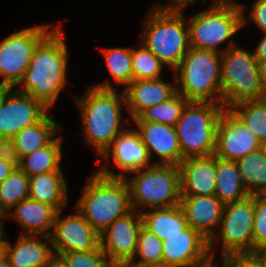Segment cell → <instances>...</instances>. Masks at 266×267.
Wrapping results in <instances>:
<instances>
[{"label":"cell","mask_w":266,"mask_h":267,"mask_svg":"<svg viewBox=\"0 0 266 267\" xmlns=\"http://www.w3.org/2000/svg\"><path fill=\"white\" fill-rule=\"evenodd\" d=\"M109 74L117 84L124 88L133 81L132 48H101Z\"/></svg>","instance_id":"836d02e7"},{"label":"cell","mask_w":266,"mask_h":267,"mask_svg":"<svg viewBox=\"0 0 266 267\" xmlns=\"http://www.w3.org/2000/svg\"><path fill=\"white\" fill-rule=\"evenodd\" d=\"M48 110L31 95L13 89L0 109V137H14L25 127L39 122Z\"/></svg>","instance_id":"e0dca14e"},{"label":"cell","mask_w":266,"mask_h":267,"mask_svg":"<svg viewBox=\"0 0 266 267\" xmlns=\"http://www.w3.org/2000/svg\"><path fill=\"white\" fill-rule=\"evenodd\" d=\"M101 156L106 163L102 167L100 166L101 169L99 168L97 172L108 177L124 178L126 173L129 174L154 164L138 132L128 127L114 139ZM110 157L114 161V167L121 172L116 173L108 167L107 163Z\"/></svg>","instance_id":"5bb4252c"},{"label":"cell","mask_w":266,"mask_h":267,"mask_svg":"<svg viewBox=\"0 0 266 267\" xmlns=\"http://www.w3.org/2000/svg\"><path fill=\"white\" fill-rule=\"evenodd\" d=\"M62 137L59 134L45 147L21 158L19 168L28 176L52 171H62Z\"/></svg>","instance_id":"83f0119b"},{"label":"cell","mask_w":266,"mask_h":267,"mask_svg":"<svg viewBox=\"0 0 266 267\" xmlns=\"http://www.w3.org/2000/svg\"><path fill=\"white\" fill-rule=\"evenodd\" d=\"M244 8L234 0H212L209 8L187 20L190 47L222 54L235 46L232 36L248 21ZM227 40V48L219 50Z\"/></svg>","instance_id":"277c9868"},{"label":"cell","mask_w":266,"mask_h":267,"mask_svg":"<svg viewBox=\"0 0 266 267\" xmlns=\"http://www.w3.org/2000/svg\"><path fill=\"white\" fill-rule=\"evenodd\" d=\"M247 15L261 32H266V0L254 1L251 7V12H248Z\"/></svg>","instance_id":"ab89813d"},{"label":"cell","mask_w":266,"mask_h":267,"mask_svg":"<svg viewBox=\"0 0 266 267\" xmlns=\"http://www.w3.org/2000/svg\"><path fill=\"white\" fill-rule=\"evenodd\" d=\"M16 167L0 159V183H2Z\"/></svg>","instance_id":"7bdbcfd3"},{"label":"cell","mask_w":266,"mask_h":267,"mask_svg":"<svg viewBox=\"0 0 266 267\" xmlns=\"http://www.w3.org/2000/svg\"><path fill=\"white\" fill-rule=\"evenodd\" d=\"M4 217H13L23 229L20 235L51 236L58 210L50 205L27 198L15 205Z\"/></svg>","instance_id":"7402d4cb"},{"label":"cell","mask_w":266,"mask_h":267,"mask_svg":"<svg viewBox=\"0 0 266 267\" xmlns=\"http://www.w3.org/2000/svg\"><path fill=\"white\" fill-rule=\"evenodd\" d=\"M141 141L146 146L150 159L157 154L160 160L155 164H174L182 162L176 128L157 122H134ZM154 152V153H153Z\"/></svg>","instance_id":"ac0fdd59"},{"label":"cell","mask_w":266,"mask_h":267,"mask_svg":"<svg viewBox=\"0 0 266 267\" xmlns=\"http://www.w3.org/2000/svg\"><path fill=\"white\" fill-rule=\"evenodd\" d=\"M69 267H117L99 246L89 252H68L59 255Z\"/></svg>","instance_id":"d590c367"},{"label":"cell","mask_w":266,"mask_h":267,"mask_svg":"<svg viewBox=\"0 0 266 267\" xmlns=\"http://www.w3.org/2000/svg\"><path fill=\"white\" fill-rule=\"evenodd\" d=\"M48 267H69V266L60 256L54 255Z\"/></svg>","instance_id":"c3c4849f"},{"label":"cell","mask_w":266,"mask_h":267,"mask_svg":"<svg viewBox=\"0 0 266 267\" xmlns=\"http://www.w3.org/2000/svg\"><path fill=\"white\" fill-rule=\"evenodd\" d=\"M254 195L243 200L224 205L223 216L218 231L208 241L212 260L215 259L213 247L221 239V257L253 253ZM220 236V237H219Z\"/></svg>","instance_id":"30bf717a"},{"label":"cell","mask_w":266,"mask_h":267,"mask_svg":"<svg viewBox=\"0 0 266 267\" xmlns=\"http://www.w3.org/2000/svg\"><path fill=\"white\" fill-rule=\"evenodd\" d=\"M189 101L176 93L169 100L156 104L146 110H144L133 122H157L176 126L182 112Z\"/></svg>","instance_id":"d6a6232c"},{"label":"cell","mask_w":266,"mask_h":267,"mask_svg":"<svg viewBox=\"0 0 266 267\" xmlns=\"http://www.w3.org/2000/svg\"><path fill=\"white\" fill-rule=\"evenodd\" d=\"M176 86L162 78L133 80L123 88L131 120L136 119L144 110L173 97L177 93Z\"/></svg>","instance_id":"44dd1931"},{"label":"cell","mask_w":266,"mask_h":267,"mask_svg":"<svg viewBox=\"0 0 266 267\" xmlns=\"http://www.w3.org/2000/svg\"><path fill=\"white\" fill-rule=\"evenodd\" d=\"M75 211L62 218V210L57 213L50 236L53 252L57 256L68 252H89L100 246V234L77 209Z\"/></svg>","instance_id":"4fadbf2b"},{"label":"cell","mask_w":266,"mask_h":267,"mask_svg":"<svg viewBox=\"0 0 266 267\" xmlns=\"http://www.w3.org/2000/svg\"><path fill=\"white\" fill-rule=\"evenodd\" d=\"M221 66L222 104L225 108L266 96L253 53L235 45L221 54Z\"/></svg>","instance_id":"9c48e42d"},{"label":"cell","mask_w":266,"mask_h":267,"mask_svg":"<svg viewBox=\"0 0 266 267\" xmlns=\"http://www.w3.org/2000/svg\"><path fill=\"white\" fill-rule=\"evenodd\" d=\"M29 198V177L20 169L15 168L0 183V218L15 205Z\"/></svg>","instance_id":"4dcf8cb0"},{"label":"cell","mask_w":266,"mask_h":267,"mask_svg":"<svg viewBox=\"0 0 266 267\" xmlns=\"http://www.w3.org/2000/svg\"><path fill=\"white\" fill-rule=\"evenodd\" d=\"M54 255L49 236L20 235L15 246H6L11 267H48Z\"/></svg>","instance_id":"603a6c76"},{"label":"cell","mask_w":266,"mask_h":267,"mask_svg":"<svg viewBox=\"0 0 266 267\" xmlns=\"http://www.w3.org/2000/svg\"><path fill=\"white\" fill-rule=\"evenodd\" d=\"M61 25L51 30L36 46L18 91L31 95L47 109L55 104L67 84L68 47Z\"/></svg>","instance_id":"7a4b0ae2"},{"label":"cell","mask_w":266,"mask_h":267,"mask_svg":"<svg viewBox=\"0 0 266 267\" xmlns=\"http://www.w3.org/2000/svg\"><path fill=\"white\" fill-rule=\"evenodd\" d=\"M221 54L190 47L173 71L177 93L189 102L222 104Z\"/></svg>","instance_id":"5b68a950"},{"label":"cell","mask_w":266,"mask_h":267,"mask_svg":"<svg viewBox=\"0 0 266 267\" xmlns=\"http://www.w3.org/2000/svg\"><path fill=\"white\" fill-rule=\"evenodd\" d=\"M163 241L144 226L140 229L134 259L129 267H163ZM139 257V261L136 259ZM136 258V259H135Z\"/></svg>","instance_id":"1f68e13d"},{"label":"cell","mask_w":266,"mask_h":267,"mask_svg":"<svg viewBox=\"0 0 266 267\" xmlns=\"http://www.w3.org/2000/svg\"><path fill=\"white\" fill-rule=\"evenodd\" d=\"M259 148L256 135L229 108H225L217 126L214 155L237 161Z\"/></svg>","instance_id":"9a60e30c"},{"label":"cell","mask_w":266,"mask_h":267,"mask_svg":"<svg viewBox=\"0 0 266 267\" xmlns=\"http://www.w3.org/2000/svg\"><path fill=\"white\" fill-rule=\"evenodd\" d=\"M225 107L212 102H189L176 123L182 161L213 155L218 122Z\"/></svg>","instance_id":"ba28073f"},{"label":"cell","mask_w":266,"mask_h":267,"mask_svg":"<svg viewBox=\"0 0 266 267\" xmlns=\"http://www.w3.org/2000/svg\"><path fill=\"white\" fill-rule=\"evenodd\" d=\"M260 264V267H266V248L254 251L251 254Z\"/></svg>","instance_id":"7dc6e473"},{"label":"cell","mask_w":266,"mask_h":267,"mask_svg":"<svg viewBox=\"0 0 266 267\" xmlns=\"http://www.w3.org/2000/svg\"><path fill=\"white\" fill-rule=\"evenodd\" d=\"M229 109L256 135L260 143L266 140V96L241 101Z\"/></svg>","instance_id":"f546056e"},{"label":"cell","mask_w":266,"mask_h":267,"mask_svg":"<svg viewBox=\"0 0 266 267\" xmlns=\"http://www.w3.org/2000/svg\"><path fill=\"white\" fill-rule=\"evenodd\" d=\"M181 196L215 195L216 156L191 157L179 165Z\"/></svg>","instance_id":"ffe728a7"},{"label":"cell","mask_w":266,"mask_h":267,"mask_svg":"<svg viewBox=\"0 0 266 267\" xmlns=\"http://www.w3.org/2000/svg\"><path fill=\"white\" fill-rule=\"evenodd\" d=\"M168 3L157 4L151 11L159 13H184V9L187 5L193 4L199 0H166ZM170 1V2H169ZM202 3L207 4L206 0H201Z\"/></svg>","instance_id":"f35d334b"},{"label":"cell","mask_w":266,"mask_h":267,"mask_svg":"<svg viewBox=\"0 0 266 267\" xmlns=\"http://www.w3.org/2000/svg\"><path fill=\"white\" fill-rule=\"evenodd\" d=\"M0 267H11L6 255L0 259Z\"/></svg>","instance_id":"681fc988"},{"label":"cell","mask_w":266,"mask_h":267,"mask_svg":"<svg viewBox=\"0 0 266 267\" xmlns=\"http://www.w3.org/2000/svg\"><path fill=\"white\" fill-rule=\"evenodd\" d=\"M216 262H214V260H211L208 264H206V265H204V266H202V267H225L222 263H221V265L219 266V265H217V264H215Z\"/></svg>","instance_id":"f907efd6"},{"label":"cell","mask_w":266,"mask_h":267,"mask_svg":"<svg viewBox=\"0 0 266 267\" xmlns=\"http://www.w3.org/2000/svg\"><path fill=\"white\" fill-rule=\"evenodd\" d=\"M52 116L46 114L39 122L25 127L13 137L20 158L47 146L60 134V124Z\"/></svg>","instance_id":"d4e9b609"},{"label":"cell","mask_w":266,"mask_h":267,"mask_svg":"<svg viewBox=\"0 0 266 267\" xmlns=\"http://www.w3.org/2000/svg\"><path fill=\"white\" fill-rule=\"evenodd\" d=\"M48 25L26 27L0 42V84L16 87L22 80L38 43L50 32Z\"/></svg>","instance_id":"8fae6325"},{"label":"cell","mask_w":266,"mask_h":267,"mask_svg":"<svg viewBox=\"0 0 266 267\" xmlns=\"http://www.w3.org/2000/svg\"><path fill=\"white\" fill-rule=\"evenodd\" d=\"M217 177L215 196L225 205L249 196L239 175L236 161L216 157Z\"/></svg>","instance_id":"4316f807"},{"label":"cell","mask_w":266,"mask_h":267,"mask_svg":"<svg viewBox=\"0 0 266 267\" xmlns=\"http://www.w3.org/2000/svg\"><path fill=\"white\" fill-rule=\"evenodd\" d=\"M180 206L184 211L187 225L209 241L217 232L224 204L215 195L181 196Z\"/></svg>","instance_id":"d6986e66"},{"label":"cell","mask_w":266,"mask_h":267,"mask_svg":"<svg viewBox=\"0 0 266 267\" xmlns=\"http://www.w3.org/2000/svg\"><path fill=\"white\" fill-rule=\"evenodd\" d=\"M125 177L130 189L131 206L140 213L148 209L180 205V170L174 164H153ZM140 208V209H139Z\"/></svg>","instance_id":"8992f818"},{"label":"cell","mask_w":266,"mask_h":267,"mask_svg":"<svg viewBox=\"0 0 266 267\" xmlns=\"http://www.w3.org/2000/svg\"><path fill=\"white\" fill-rule=\"evenodd\" d=\"M249 195L266 194V158L259 148L236 161Z\"/></svg>","instance_id":"f1b7e54d"},{"label":"cell","mask_w":266,"mask_h":267,"mask_svg":"<svg viewBox=\"0 0 266 267\" xmlns=\"http://www.w3.org/2000/svg\"><path fill=\"white\" fill-rule=\"evenodd\" d=\"M139 49L132 48L133 80H150L161 78L164 68L160 60L143 44Z\"/></svg>","instance_id":"e575fe53"},{"label":"cell","mask_w":266,"mask_h":267,"mask_svg":"<svg viewBox=\"0 0 266 267\" xmlns=\"http://www.w3.org/2000/svg\"><path fill=\"white\" fill-rule=\"evenodd\" d=\"M142 226V214L132 210L114 220L100 235L102 251L117 267L128 265L134 259Z\"/></svg>","instance_id":"7c38bea8"},{"label":"cell","mask_w":266,"mask_h":267,"mask_svg":"<svg viewBox=\"0 0 266 267\" xmlns=\"http://www.w3.org/2000/svg\"><path fill=\"white\" fill-rule=\"evenodd\" d=\"M257 68L259 77L261 78L262 87L264 92L266 93V60L258 61Z\"/></svg>","instance_id":"f6af8a7d"},{"label":"cell","mask_w":266,"mask_h":267,"mask_svg":"<svg viewBox=\"0 0 266 267\" xmlns=\"http://www.w3.org/2000/svg\"><path fill=\"white\" fill-rule=\"evenodd\" d=\"M141 214L143 226L162 241L166 240V237L182 234V231L188 226L180 205L151 209Z\"/></svg>","instance_id":"484cf974"},{"label":"cell","mask_w":266,"mask_h":267,"mask_svg":"<svg viewBox=\"0 0 266 267\" xmlns=\"http://www.w3.org/2000/svg\"><path fill=\"white\" fill-rule=\"evenodd\" d=\"M63 171H52L29 177V198L61 211L68 204V185Z\"/></svg>","instance_id":"cb8c5ba5"},{"label":"cell","mask_w":266,"mask_h":267,"mask_svg":"<svg viewBox=\"0 0 266 267\" xmlns=\"http://www.w3.org/2000/svg\"><path fill=\"white\" fill-rule=\"evenodd\" d=\"M254 57L258 61L266 60V32L262 40L257 44L256 48L254 49Z\"/></svg>","instance_id":"b9f144b4"},{"label":"cell","mask_w":266,"mask_h":267,"mask_svg":"<svg viewBox=\"0 0 266 267\" xmlns=\"http://www.w3.org/2000/svg\"><path fill=\"white\" fill-rule=\"evenodd\" d=\"M77 209L101 235L116 219L132 211L130 189L125 177H108L98 172L92 174Z\"/></svg>","instance_id":"3957f363"},{"label":"cell","mask_w":266,"mask_h":267,"mask_svg":"<svg viewBox=\"0 0 266 267\" xmlns=\"http://www.w3.org/2000/svg\"><path fill=\"white\" fill-rule=\"evenodd\" d=\"M264 248H266V194H255L253 252Z\"/></svg>","instance_id":"8d00e7d4"},{"label":"cell","mask_w":266,"mask_h":267,"mask_svg":"<svg viewBox=\"0 0 266 267\" xmlns=\"http://www.w3.org/2000/svg\"><path fill=\"white\" fill-rule=\"evenodd\" d=\"M4 221L2 220L1 227H0V259L6 255V246H7V237L4 231L3 226Z\"/></svg>","instance_id":"ee69618b"},{"label":"cell","mask_w":266,"mask_h":267,"mask_svg":"<svg viewBox=\"0 0 266 267\" xmlns=\"http://www.w3.org/2000/svg\"><path fill=\"white\" fill-rule=\"evenodd\" d=\"M143 22L141 44L148 48L172 72L190 48L189 29L184 13L149 11Z\"/></svg>","instance_id":"52a82bcc"},{"label":"cell","mask_w":266,"mask_h":267,"mask_svg":"<svg viewBox=\"0 0 266 267\" xmlns=\"http://www.w3.org/2000/svg\"><path fill=\"white\" fill-rule=\"evenodd\" d=\"M0 159L19 168L21 158L13 141V137H0Z\"/></svg>","instance_id":"74e56055"},{"label":"cell","mask_w":266,"mask_h":267,"mask_svg":"<svg viewBox=\"0 0 266 267\" xmlns=\"http://www.w3.org/2000/svg\"><path fill=\"white\" fill-rule=\"evenodd\" d=\"M14 89L13 86L0 84V109L2 108L8 94Z\"/></svg>","instance_id":"bcb514c9"},{"label":"cell","mask_w":266,"mask_h":267,"mask_svg":"<svg viewBox=\"0 0 266 267\" xmlns=\"http://www.w3.org/2000/svg\"><path fill=\"white\" fill-rule=\"evenodd\" d=\"M220 261L225 267H260L251 254L228 255L222 257Z\"/></svg>","instance_id":"60d3db41"},{"label":"cell","mask_w":266,"mask_h":267,"mask_svg":"<svg viewBox=\"0 0 266 267\" xmlns=\"http://www.w3.org/2000/svg\"><path fill=\"white\" fill-rule=\"evenodd\" d=\"M162 246L163 267H201L212 260L208 240L189 226L182 234L166 237Z\"/></svg>","instance_id":"2e32d148"},{"label":"cell","mask_w":266,"mask_h":267,"mask_svg":"<svg viewBox=\"0 0 266 267\" xmlns=\"http://www.w3.org/2000/svg\"><path fill=\"white\" fill-rule=\"evenodd\" d=\"M110 82L109 79L105 80L88 87L84 95L73 96L82 119L84 140L94 149L97 157L127 128L122 125V122H128L123 119L122 112L126 105L124 92L116 91Z\"/></svg>","instance_id":"6da1fadb"},{"label":"cell","mask_w":266,"mask_h":267,"mask_svg":"<svg viewBox=\"0 0 266 267\" xmlns=\"http://www.w3.org/2000/svg\"><path fill=\"white\" fill-rule=\"evenodd\" d=\"M260 149L263 152L264 157L266 158V140L260 143Z\"/></svg>","instance_id":"816d5d0a"}]
</instances>
